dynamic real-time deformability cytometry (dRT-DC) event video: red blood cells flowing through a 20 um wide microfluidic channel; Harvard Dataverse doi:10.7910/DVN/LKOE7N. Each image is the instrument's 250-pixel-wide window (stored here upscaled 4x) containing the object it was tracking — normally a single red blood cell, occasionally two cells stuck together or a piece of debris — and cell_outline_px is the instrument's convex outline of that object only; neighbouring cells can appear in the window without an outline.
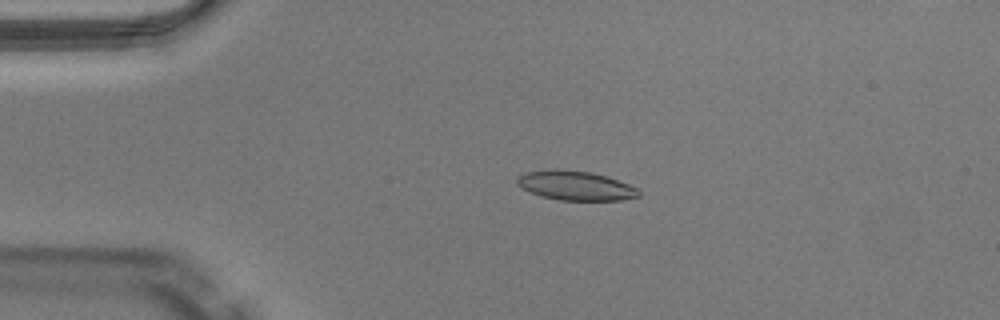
{"species": "Egyptian fruit bat (a non-hibernating species)", "species_latin": "Rousettus aegyptiacus", "temperature_condition": "warm", "stored_images_in_passage": 50, "segment_of_instrument_passage": [1, 2], "camera_frame_rate_fps": 3000, "um_per_image_px": 0.085, "animal": {"sex": "male"}, "frame": {"image": 1, "passage_image": 10, "time_ms": 3.0, "image_size_px": [1000, 320], "cell_outline_px": [[640, 196], [620, 200], [560, 200], [540, 196], [516, 184], [516, 180], [524, 172], [592, 172], [628, 184], [636, 188], [640, 192]], "centroid_in_image_um": [48.97, 15.83], "position_along_channel_um": 36.0, "area_um2": 19.65}}
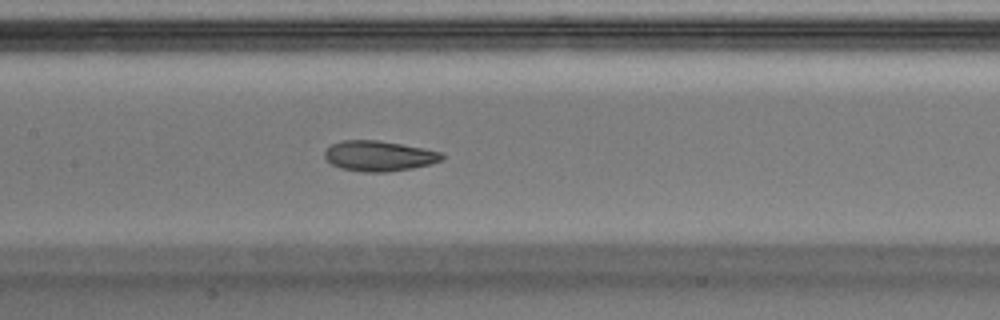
{"frame": {"image": 2, "passage_image": 23, "time_ms": 7.333, "image_size_px": [1000, 320], "cell_outline_px": [[444, 160], [412, 168], [388, 172], [360, 172], [340, 168], [332, 164], [324, 156], [324, 152], [332, 144], [344, 140], [376, 140], [424, 148], [444, 152]], "centroid_in_image_um": [32.24, 13.26], "position_along_channel_um": 175.2, "area_um2": 20.75}}
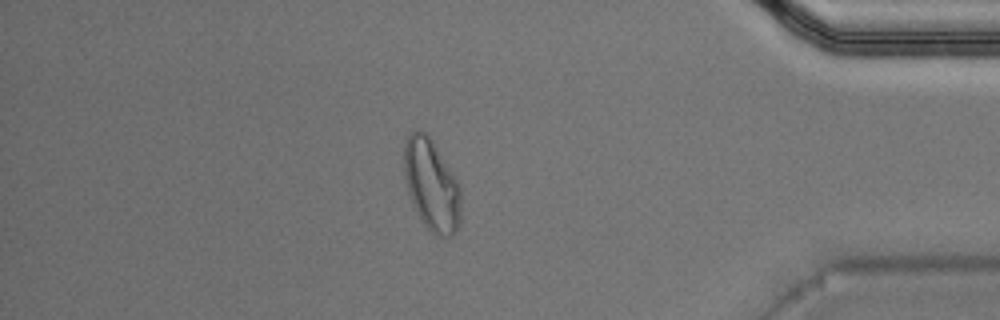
{"frame": {"image": 3, "passage_image": 42, "time_ms": 13.667, "image_size_px": [1000, 320], "cell_outline_px": [[460, 224], [456, 232], [452, 236], [436, 236], [424, 224], [412, 204], [408, 192], [404, 176], [404, 144], [408, 136], [416, 128], [420, 128], [428, 132], [460, 184]], "centroid_in_image_um": [36.68, 15.69], "position_along_channel_um": 398.5, "area_um2": 30.75}}